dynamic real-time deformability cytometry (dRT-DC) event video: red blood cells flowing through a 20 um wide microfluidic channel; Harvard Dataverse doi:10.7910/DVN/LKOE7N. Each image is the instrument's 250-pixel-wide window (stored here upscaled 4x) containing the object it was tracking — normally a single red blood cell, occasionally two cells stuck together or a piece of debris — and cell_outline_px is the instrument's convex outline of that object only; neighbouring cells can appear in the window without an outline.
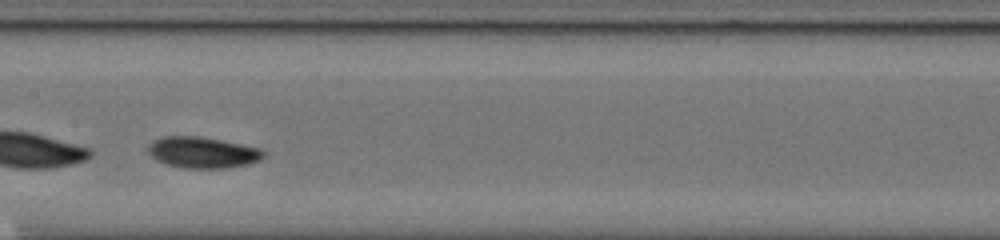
{"species": "common noctule bat (a hibernating species)", "species_latin": "Nyctalus noctula", "temperature_condition": "cold", "stored_images_in_passage": 35, "camera_frame_rate_fps": 3000, "um_per_image_px": 0.085, "animal": {"sex": "male", "body_mass_g": 20.0, "forearm_length_mm": 53.3}, "frame": {"image": 1, "passage_image": 17, "time_ms": 5.333, "image_size_px": [1000, 240], "cell_outline_px": [[264, 156], [260, 160], [248, 164], [228, 168], [184, 168], [168, 164], [156, 160], [148, 152], [148, 144], [164, 136], [200, 136], [260, 148], [264, 152]], "centroid_in_image_um": [17.22, 12.96], "position_along_channel_um": 190.2, "area_um2": 20.81}}
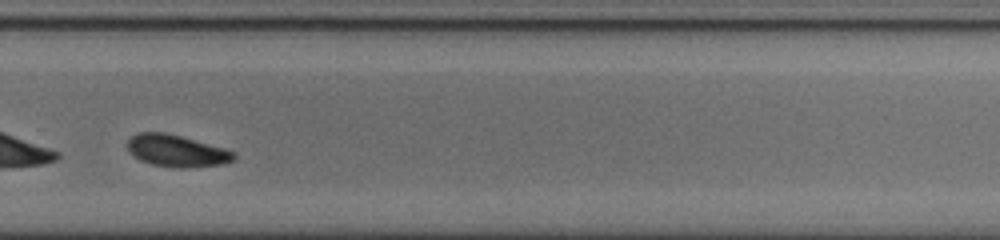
{"frame": {"image": 2, "passage_image": 27, "time_ms": 8.667, "image_size_px": [1000, 240], "cell_outline_px": [[236, 160], [220, 164], [184, 168], [180, 168], [152, 164], [140, 160], [128, 148], [128, 140], [136, 132], [164, 132], [180, 136], [224, 148], [236, 152]], "centroid_in_image_um": [15.04, 12.81], "position_along_channel_um": 314.8, "area_um2": 19.54}, "authors_computed_cell_mechanics": {"area_um2": 20.4612, "velocity_mm_per_s": 3.7459, "shape_relaxation_time_tau1_ms": 2.4379, "shape_relaxation_time_tau2_ms": null, "deformation_change_tau1": 0.1207, "deformation_change_tau2": null}}